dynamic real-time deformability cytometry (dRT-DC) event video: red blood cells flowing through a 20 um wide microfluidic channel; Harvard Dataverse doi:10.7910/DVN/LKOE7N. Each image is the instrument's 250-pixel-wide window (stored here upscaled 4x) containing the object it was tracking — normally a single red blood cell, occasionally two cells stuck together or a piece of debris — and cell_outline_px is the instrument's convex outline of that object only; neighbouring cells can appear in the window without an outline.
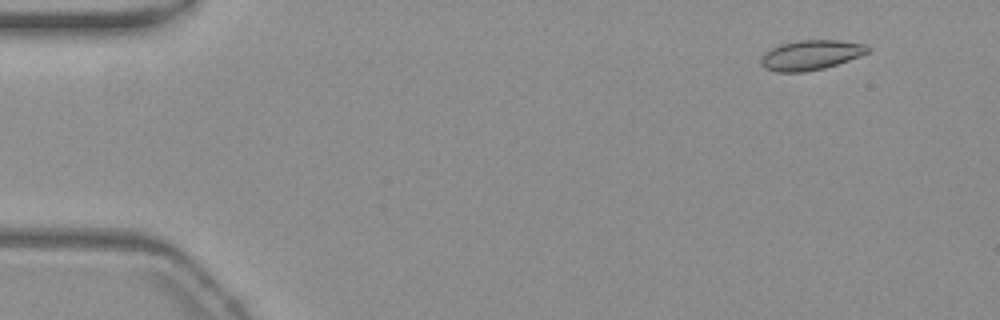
{"species": "common noctule bat (a hibernating species)", "species_latin": "Nyctalus noctula", "temperature_condition": "warm", "stored_images_in_passage": 56, "camera_frame_rate_fps": 3000, "um_per_image_px": 0.085, "animal": {"sex": "female", "body_mass_g": 19.3, "forearm_length_mm": 54.1}, "frame": {"image": 1, "passage_image": 5, "time_ms": 1.333, "image_size_px": [1000, 320], "cell_outline_px": [[872, 48], [868, 52], [860, 56], [824, 68], [804, 72], [776, 72], [764, 68], [760, 64], [760, 60], [764, 52], [780, 44], [800, 40], [840, 40], [868, 44]], "centroid_in_image_um": [68.93, 4.67], "position_along_channel_um": 16.1, "area_um2": 18.73}}
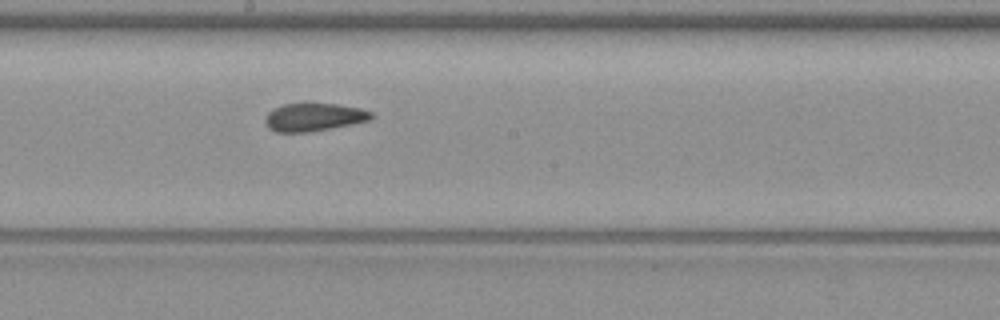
{"frame": {"image": 2, "passage_image": 31, "time_ms": 10.0, "image_size_px": [1000, 320], "cell_outline_px": [[372, 120], [352, 124], [308, 132], [276, 132], [268, 128], [264, 120], [264, 116], [272, 108], [284, 104], [304, 100], [336, 104], [360, 108], [372, 112]], "centroid_in_image_um": [26.63, 9.91], "position_along_channel_um": 221.6, "area_um2": 18.03}}
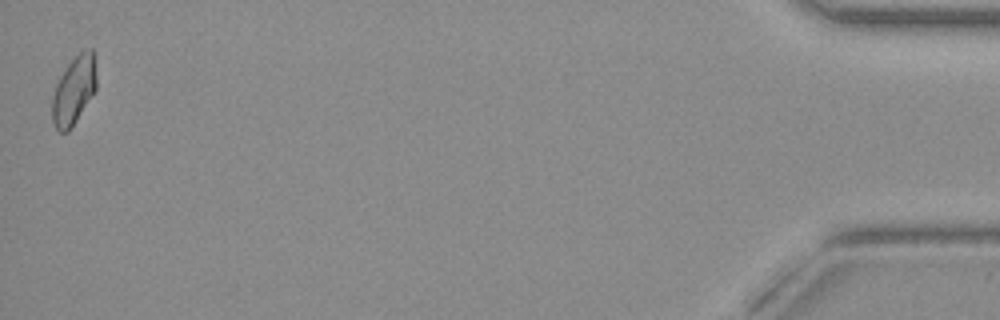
{"frame": {"image": 3, "passage_image": 56, "time_ms": 18.333, "image_size_px": [1000, 320], "cell_outline_px": [[96, 88], [76, 120], [68, 132], [60, 132], [56, 128], [52, 120], [52, 96], [56, 84], [60, 76], [68, 64], [80, 52], [88, 48], [92, 48], [96, 56]], "centroid_in_image_um": [6.29, 7.64], "position_along_channel_um": 428.9, "area_um2": 17.51}, "authors_computed_cell_mechanics": {"area_um2": 18.0336, "velocity_mm_per_s": 3.6661, "shape_relaxation_time_tau1_ms": null, "shape_relaxation_time_tau2_ms": 1.2851, "deformation_change_tau1": null, "deformation_change_tau2": 0.0598}}